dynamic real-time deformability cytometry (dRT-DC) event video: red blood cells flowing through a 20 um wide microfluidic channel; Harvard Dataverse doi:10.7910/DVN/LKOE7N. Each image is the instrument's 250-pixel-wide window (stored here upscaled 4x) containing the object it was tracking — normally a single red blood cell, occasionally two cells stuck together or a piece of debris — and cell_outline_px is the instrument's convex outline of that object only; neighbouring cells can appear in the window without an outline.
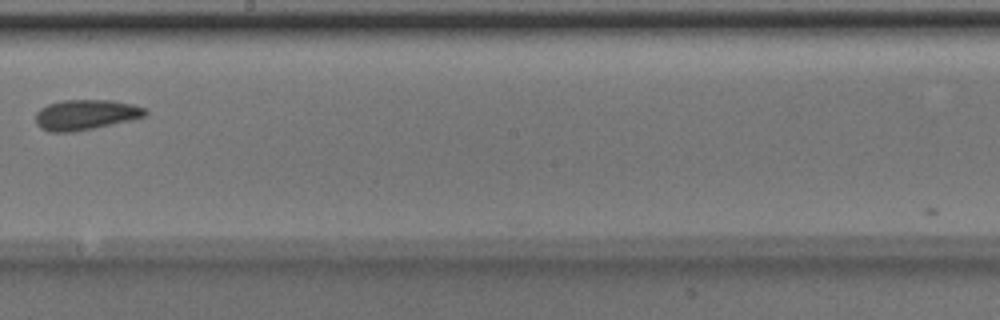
{"species": "Egyptian fruit bat (a non-hibernating species)", "species_latin": "Rousettus aegyptiacus", "temperature_condition": "room temperature", "stored_images_in_passage": 12, "camera_frame_rate_fps": 3000, "um_per_image_px": 0.085, "animal": {"sex": "male"}, "frame": {"image": 1, "passage_image": 11, "time_ms": 3.333, "image_size_px": [1000, 320], "cell_outline_px": [[148, 116], [132, 120], [72, 132], [48, 132], [40, 128], [36, 124], [36, 112], [40, 108], [48, 104], [64, 100], [112, 100], [136, 104], [144, 108], [148, 112]], "centroid_in_image_um": [7.3, 9.75], "position_along_channel_um": 240.9, "area_um2": 19.54}}
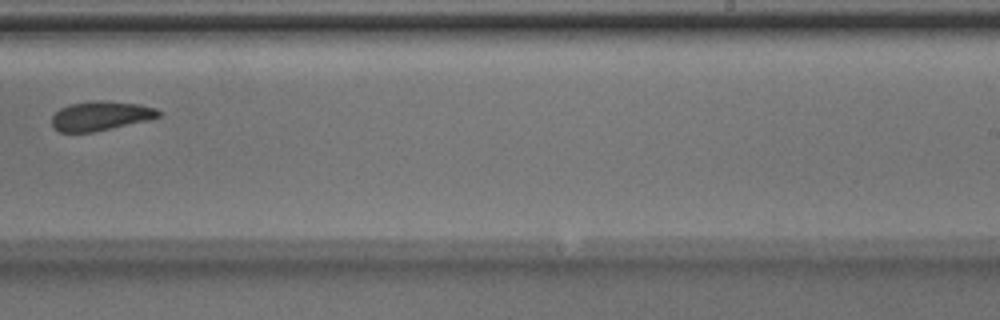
{"frame": {"image": 2, "passage_image": 12, "time_ms": 3.667, "image_size_px": [1000, 320], "cell_outline_px": [[160, 116], [148, 120], [112, 128], [92, 132], [60, 132], [52, 128], [52, 116], [60, 108], [68, 104], [100, 100], [108, 100], [140, 104], [156, 108], [160, 112]], "centroid_in_image_um": [8.54, 9.84], "position_along_channel_um": 280.5, "area_um2": 18.32}}